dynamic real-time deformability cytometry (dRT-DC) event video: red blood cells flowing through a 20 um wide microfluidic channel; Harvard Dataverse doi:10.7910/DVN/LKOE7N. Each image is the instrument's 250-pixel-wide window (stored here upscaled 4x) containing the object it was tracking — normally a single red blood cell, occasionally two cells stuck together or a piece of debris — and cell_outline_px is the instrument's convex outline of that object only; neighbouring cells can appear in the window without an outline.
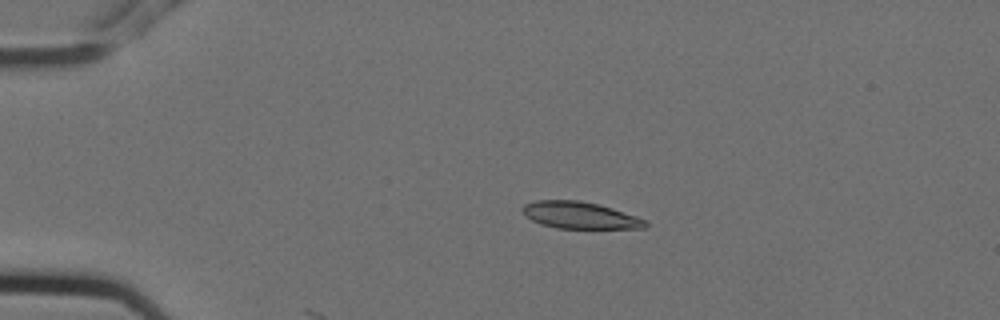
{"species": "Egyptian fruit bat (a non-hibernating species)", "species_latin": "Rousettus aegyptiacus", "temperature_condition": "cold", "stored_images_in_passage": 7, "camera_frame_rate_fps": 3000, "um_per_image_px": 0.085, "animal": {"sex": "female"}, "frame": {"image": 1, "passage_image": 2, "time_ms": 0.333, "image_size_px": [1000, 320], "cell_outline_px": [[648, 224], [644, 228], [556, 228], [540, 224], [524, 216], [520, 208], [524, 204], [536, 200], [580, 200], [612, 208], [648, 220]], "centroid_in_image_um": [49.25, 18.29], "position_along_channel_um": 35.8, "area_um2": 19.31}}
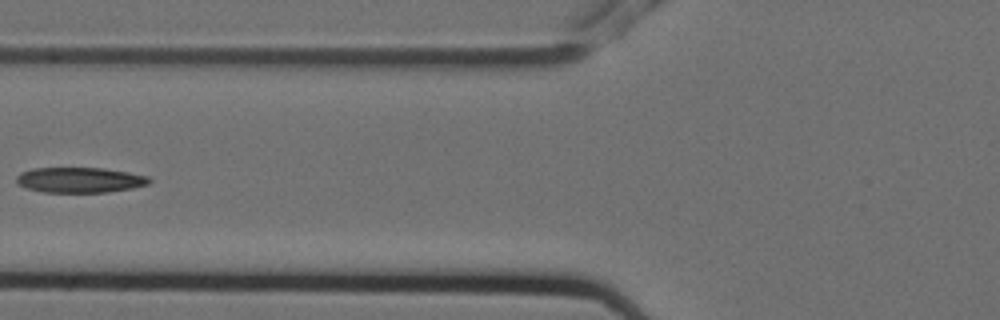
{"frame": {"image": 2, "passage_image": 5, "time_ms": 1.333, "image_size_px": [1000, 320], "cell_outline_px": [[152, 180], [148, 184], [132, 188], [108, 192], [44, 192], [28, 188], [20, 184], [16, 180], [16, 176], [20, 172], [32, 168], [104, 168], [128, 172], [148, 176]], "centroid_in_image_um": [6.8, 15.29], "position_along_channel_um": 119.0, "area_um2": 19.54}}
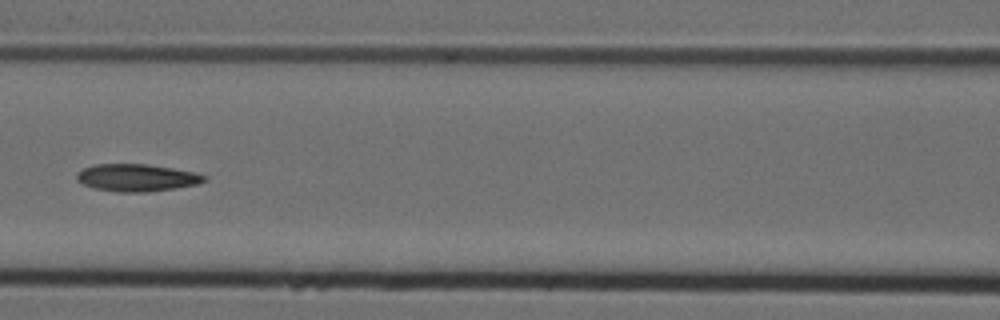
{"frame": {"image": 3, "passage_image": 6, "time_ms": 1.667, "image_size_px": [1000, 320], "cell_outline_px": [[208, 180], [196, 184], [176, 188], [148, 192], [116, 192], [92, 188], [76, 180], [76, 176], [84, 168], [96, 164], [148, 164], [172, 168], [192, 172], [208, 176]], "centroid_in_image_um": [11.63, 15.11], "position_along_channel_um": 155.0, "area_um2": 20.29}}